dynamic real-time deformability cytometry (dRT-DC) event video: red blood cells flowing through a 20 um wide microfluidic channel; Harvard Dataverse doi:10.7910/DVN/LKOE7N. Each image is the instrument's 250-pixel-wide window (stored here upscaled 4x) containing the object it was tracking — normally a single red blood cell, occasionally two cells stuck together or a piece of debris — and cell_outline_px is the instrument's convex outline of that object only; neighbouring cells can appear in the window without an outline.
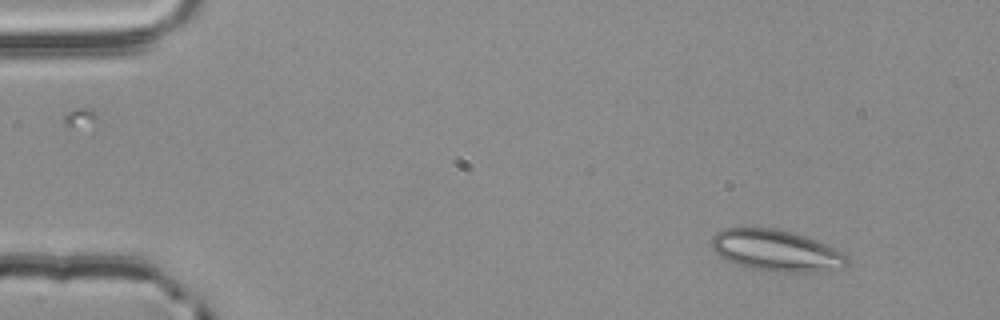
{"species": "common noctule bat (a hibernating species)", "species_latin": "Nyctalus noctula", "temperature_condition": "room temperature", "stored_images_in_passage": 4, "camera_frame_rate_fps": 3000, "um_per_image_px": 0.085, "animal": {"sex": "male", "body_mass_g": 20.4}, "frame": {"image": 1, "passage_image": 1, "time_ms": 0.0, "image_size_px": [1000, 320], "cell_outline_px": [[848, 264], [844, 268], [816, 272], [772, 272], [748, 268], [724, 260], [712, 248], [712, 236], [716, 232], [724, 228], [772, 228], [792, 232], [828, 244], [844, 252], [848, 256]], "centroid_in_image_um": [66.01, 21.32], "position_along_channel_um": 19.0, "area_um2": 33.12}}